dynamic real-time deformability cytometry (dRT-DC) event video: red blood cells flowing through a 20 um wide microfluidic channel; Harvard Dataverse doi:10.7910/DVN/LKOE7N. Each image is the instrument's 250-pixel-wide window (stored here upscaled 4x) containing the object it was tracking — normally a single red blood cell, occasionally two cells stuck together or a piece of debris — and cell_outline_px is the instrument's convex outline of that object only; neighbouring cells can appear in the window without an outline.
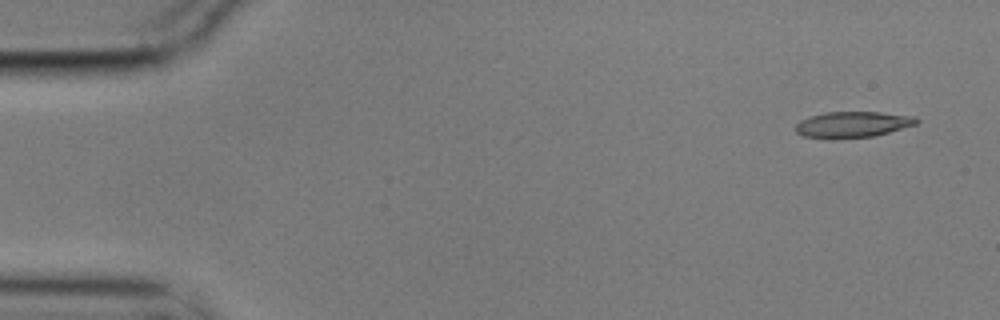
{"species": "common noctule bat (a hibernating species)", "species_latin": "Nyctalus noctula", "temperature_condition": "cold", "stored_images_in_passage": 5, "camera_frame_rate_fps": 3000, "um_per_image_px": 0.085, "animal": {"sex": "male", "body_mass_g": 17.9}, "frame": {"image": 1, "passage_image": 1, "time_ms": 0.0, "image_size_px": [1000, 320], "cell_outline_px": [[920, 120], [916, 124], [888, 132], [872, 136], [832, 140], [828, 140], [804, 136], [796, 132], [796, 124], [800, 120], [808, 116], [824, 112], [880, 112], [916, 116]], "centroid_in_image_um": [72.43, 10.59], "position_along_channel_um": 12.6, "area_um2": 18.61}}
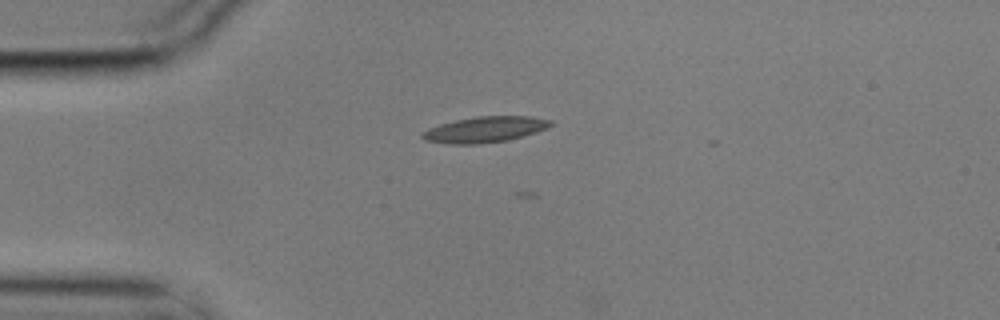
{"frame": {"image": 2, "passage_image": 5, "time_ms": 1.333, "image_size_px": [1000, 320], "cell_outline_px": [[556, 124], [548, 128], [536, 132], [508, 140], [476, 144], [448, 144], [424, 140], [420, 136], [428, 128], [440, 124], [456, 120], [476, 116], [532, 116], [552, 120]], "centroid_in_image_um": [41.26, 11.0], "position_along_channel_um": 43.7, "area_um2": 19.42}}